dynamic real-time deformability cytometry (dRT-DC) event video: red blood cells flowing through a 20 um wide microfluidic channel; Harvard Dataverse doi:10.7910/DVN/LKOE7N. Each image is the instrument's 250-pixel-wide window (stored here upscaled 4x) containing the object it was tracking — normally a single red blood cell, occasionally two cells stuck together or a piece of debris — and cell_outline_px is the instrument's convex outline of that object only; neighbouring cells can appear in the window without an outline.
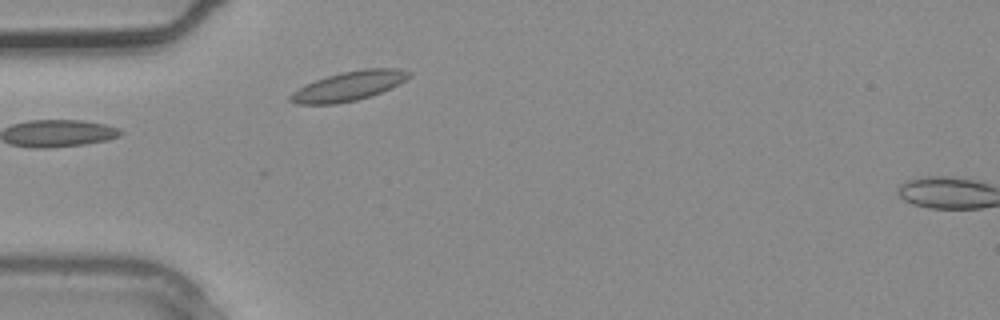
{"species": "common noctule bat (a hibernating species)", "species_latin": "Nyctalus noctula", "temperature_condition": "warm", "stored_images_in_passage": 4, "camera_frame_rate_fps": 3000, "um_per_image_px": 0.085, "animal": {"sex": "male", "body_mass_g": 20.4}, "frame": {"image": 1, "passage_image": 3, "time_ms": 0.667, "image_size_px": [1000, 320], "cell_outline_px": [[412, 76], [392, 88], [356, 100], [336, 104], [296, 104], [288, 100], [288, 96], [292, 92], [304, 84], [340, 72], [364, 68], [400, 68], [412, 72]], "centroid_in_image_um": [29.65, 7.3], "position_along_channel_um": 55.4, "area_um2": 20.46}}